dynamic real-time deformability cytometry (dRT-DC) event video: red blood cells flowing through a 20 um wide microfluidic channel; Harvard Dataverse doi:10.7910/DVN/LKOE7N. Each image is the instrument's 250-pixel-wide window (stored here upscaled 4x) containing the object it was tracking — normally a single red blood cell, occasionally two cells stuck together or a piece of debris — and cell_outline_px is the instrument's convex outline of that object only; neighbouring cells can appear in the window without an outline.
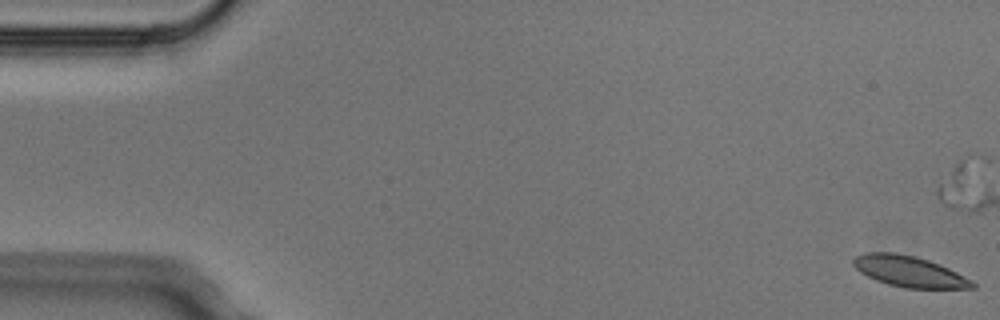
{"species": "Egyptian fruit bat (a non-hibernating species)", "species_latin": "Rousettus aegyptiacus", "temperature_condition": "cold", "stored_images_in_passage": 7, "camera_frame_rate_fps": 3000, "um_per_image_px": 0.085, "animal": {"sex": "male"}, "frame": {"image": 1, "passage_image": 1, "time_ms": 0.0, "image_size_px": [1000, 320], "cell_outline_px": [[976, 288], [904, 288], [888, 284], [876, 280], [860, 272], [852, 264], [852, 260], [856, 256], [864, 252], [896, 252], [928, 260], [940, 264], [972, 280], [976, 284]], "centroid_in_image_um": [77.27, 23.07], "position_along_channel_um": 7.7, "area_um2": 21.39}}
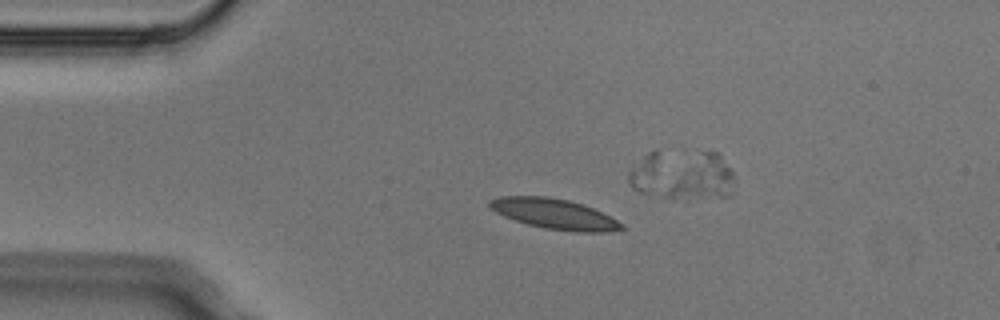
{"frame": {"image": 2, "passage_image": 4, "time_ms": 1.0, "image_size_px": [1000, 320], "cell_outline_px": [[624, 228], [600, 232], [576, 232], [544, 228], [528, 224], [504, 216], [488, 208], [488, 200], [500, 196], [548, 196], [568, 200], [584, 204], [624, 224]], "centroid_in_image_um": [47.06, 18.17], "position_along_channel_um": 37.9, "area_um2": 23.12}}
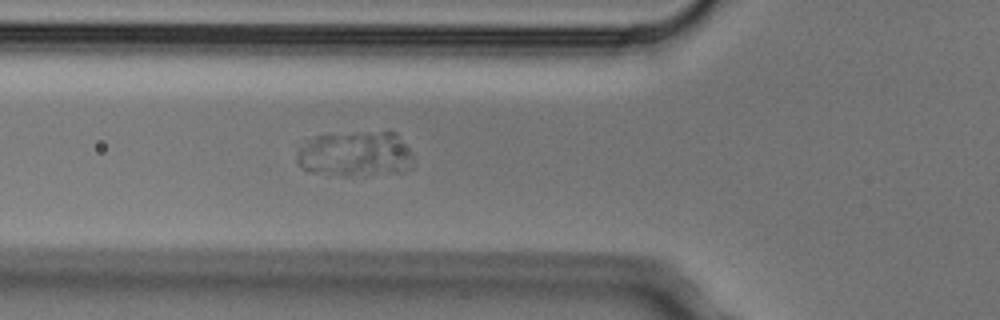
{"frame": {"image": 3, "passage_image": 7, "time_ms": 2.0, "image_size_px": [1000, 320], "cell_outline_px": [[412, 168], [404, 172], [348, 176], [328, 176], [308, 172], [300, 168], [296, 160], [296, 156], [300, 148], [308, 140], [316, 136], [364, 132], [396, 132], [408, 148], [412, 156]], "centroid_in_image_um": [30.18, 13.13], "position_along_channel_um": 95.6, "area_um2": 31.15}}